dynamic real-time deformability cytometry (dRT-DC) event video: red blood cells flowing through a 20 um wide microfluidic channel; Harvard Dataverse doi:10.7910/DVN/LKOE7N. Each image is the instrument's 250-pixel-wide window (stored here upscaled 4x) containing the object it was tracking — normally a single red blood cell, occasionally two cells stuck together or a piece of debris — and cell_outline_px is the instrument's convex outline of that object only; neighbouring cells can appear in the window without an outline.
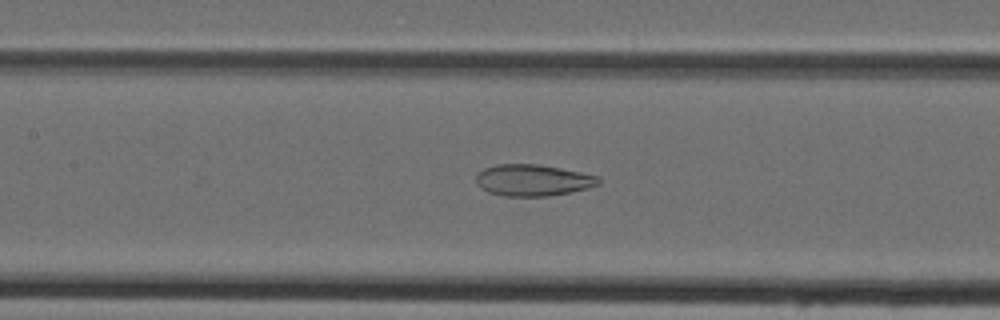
{"species": "Egyptian fruit bat (a non-hibernating species)", "species_latin": "Rousettus aegyptiacus", "temperature_condition": "cold", "stored_images_in_passage": 39, "camera_frame_rate_fps": 3000, "um_per_image_px": 0.085, "animal": {"sex": "female"}, "frame": {"image": 1, "passage_image": 14, "time_ms": 4.333, "image_size_px": [1000, 320], "cell_outline_px": [[600, 184], [588, 188], [548, 196], [504, 196], [488, 192], [480, 188], [476, 180], [476, 176], [484, 168], [496, 164], [540, 164], [600, 176]], "centroid_in_image_um": [45.3, 15.31], "position_along_channel_um": 162.1, "area_um2": 22.48}}
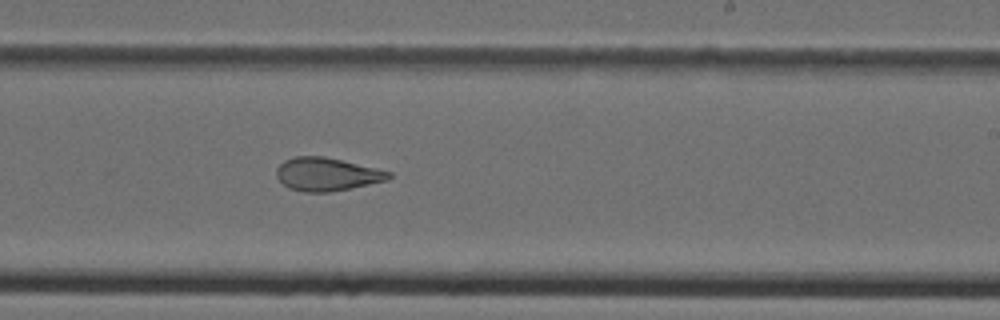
{"frame": {"image": 2, "passage_image": 21, "time_ms": 6.667, "image_size_px": [1000, 320], "cell_outline_px": [[392, 176], [388, 180], [332, 192], [304, 192], [288, 188], [276, 176], [276, 168], [284, 160], [296, 156], [324, 156], [376, 168], [392, 172]], "centroid_in_image_um": [27.78, 14.81], "position_along_channel_um": 261.2, "area_um2": 21.73}}
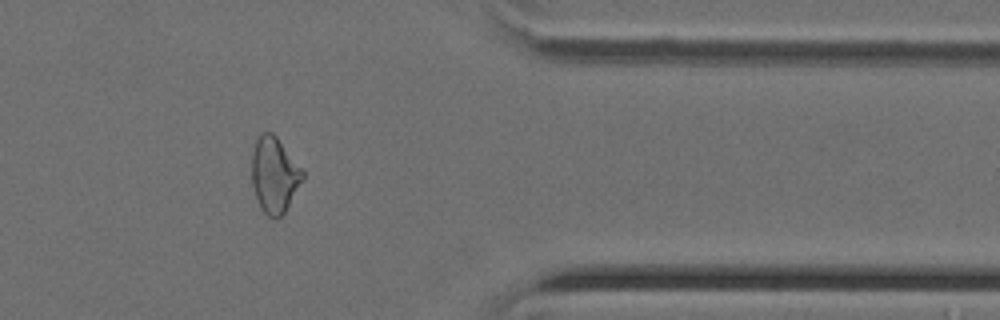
{"frame": {"image": 3, "passage_image": 31, "time_ms": 10.0, "image_size_px": [1000, 320], "cell_outline_px": [[304, 180], [284, 212], [276, 220], [268, 216], [260, 208], [252, 184], [252, 152], [256, 140], [264, 132], [272, 132], [276, 136], [304, 168]], "centroid_in_image_um": [23.35, 14.87], "position_along_channel_um": 388.0, "area_um2": 22.66}}